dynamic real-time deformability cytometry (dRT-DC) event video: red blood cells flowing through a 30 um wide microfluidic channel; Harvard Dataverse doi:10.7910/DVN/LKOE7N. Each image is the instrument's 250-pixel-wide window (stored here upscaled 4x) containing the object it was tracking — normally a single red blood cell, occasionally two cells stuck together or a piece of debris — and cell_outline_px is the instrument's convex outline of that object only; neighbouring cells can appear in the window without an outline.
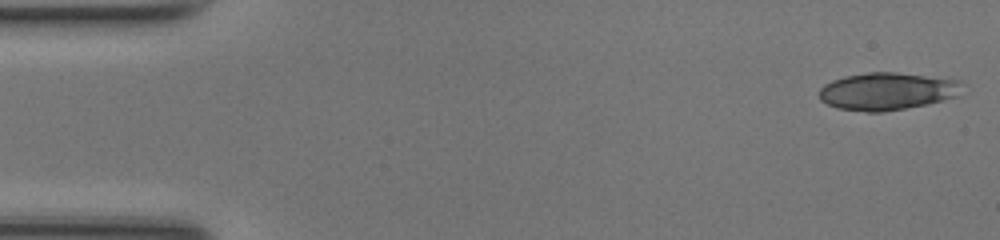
{"species": "common noctule bat (a hibernating species)", "species_latin": "Nyctalus noctula", "temperature_condition": "room temperature", "stored_images_in_passage": 16, "camera_frame_rate_fps": 3000, "um_per_image_px": 0.085, "animal": {"sex": "female", "body_mass_g": 17.0, "forearm_length_mm": 48.0}, "frame": {"image": 1, "passage_image": 1, "time_ms": 0.0, "image_size_px": [1000, 240], "cell_outline_px": [[968, 84], [956, 96], [928, 104], [884, 112], [868, 112], [836, 108], [820, 100], [820, 88], [824, 84], [832, 80], [844, 76], [868, 72], [896, 72], [960, 80]], "centroid_in_image_um": [75.44, 7.75], "position_along_channel_um": 9.6, "area_um2": 31.5}}